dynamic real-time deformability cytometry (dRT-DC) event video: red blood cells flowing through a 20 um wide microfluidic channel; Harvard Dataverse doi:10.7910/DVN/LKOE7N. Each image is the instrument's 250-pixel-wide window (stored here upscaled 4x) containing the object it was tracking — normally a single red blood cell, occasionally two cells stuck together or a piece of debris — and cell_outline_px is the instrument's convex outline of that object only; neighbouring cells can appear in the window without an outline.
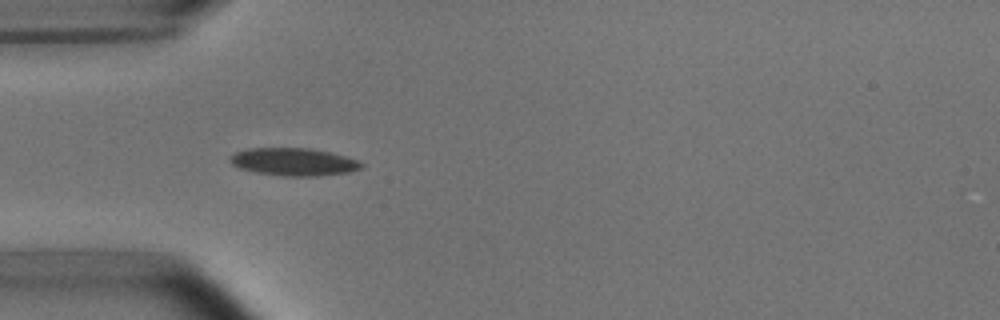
{"species": "common noctule bat (a hibernating species)", "species_latin": "Nyctalus noctula", "temperature_condition": "room temperature", "stored_images_in_passage": 2, "camera_frame_rate_fps": 3000, "um_per_image_px": 0.085, "animal": {"sex": "male", "body_mass_g": 15.6}, "frame": {"image": 1, "passage_image": 1, "time_ms": 0.0, "image_size_px": [1000, 320], "cell_outline_px": [[364, 168], [348, 172], [316, 176], [284, 176], [256, 172], [240, 168], [232, 164], [228, 160], [228, 156], [236, 152], [248, 148], [308, 148], [332, 152], [356, 160], [364, 164]], "centroid_in_image_um": [24.95, 13.75], "position_along_channel_um": 60.0, "area_um2": 21.21}}